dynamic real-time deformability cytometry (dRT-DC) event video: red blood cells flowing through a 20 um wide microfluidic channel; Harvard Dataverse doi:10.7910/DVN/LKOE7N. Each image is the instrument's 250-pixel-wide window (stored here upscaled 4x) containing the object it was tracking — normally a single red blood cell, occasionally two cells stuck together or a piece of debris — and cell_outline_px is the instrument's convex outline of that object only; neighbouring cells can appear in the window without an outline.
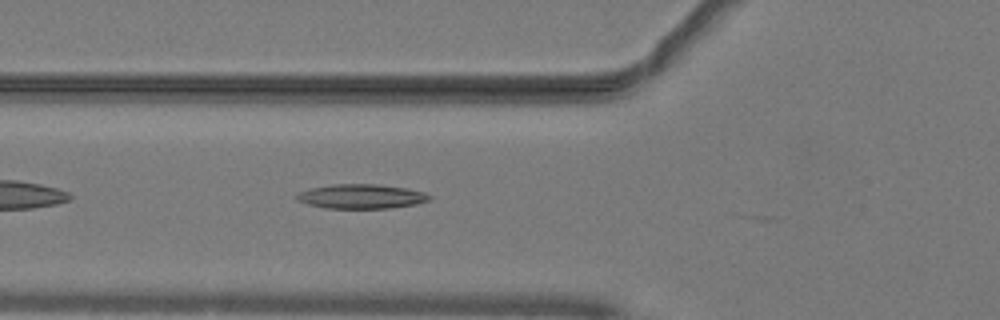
{"species": "common noctule bat (a hibernating species)", "species_latin": "Nyctalus noctula", "temperature_condition": "warm", "stored_images_in_passage": 29, "camera_frame_rate_fps": 3000, "um_per_image_px": 0.085, "animal": {"sex": "male", "body_mass_g": 19.2, "forearm_length_mm": 51.8}, "frame": {"image": 1, "passage_image": 5, "time_ms": 1.333, "image_size_px": [1000, 320], "cell_outline_px": [[432, 200], [416, 204], [392, 208], [324, 208], [308, 204], [296, 200], [296, 196], [300, 192], [312, 188], [332, 184], [376, 184], [404, 188], [424, 192], [432, 196]], "centroid_in_image_um": [30.74, 16.7], "position_along_channel_um": 95.1, "area_um2": 18.84}}
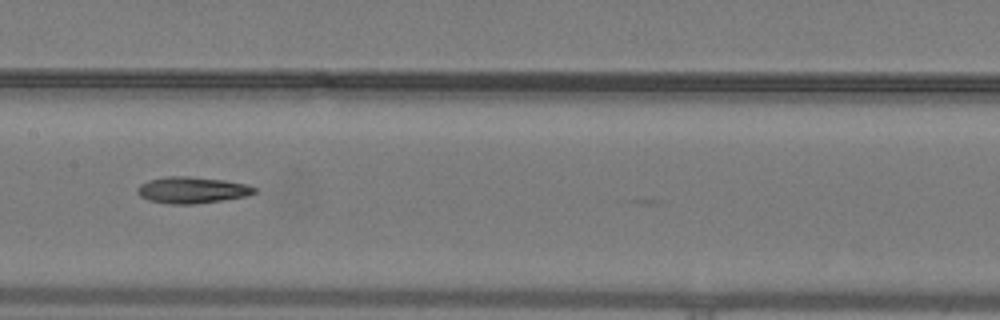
{"frame": {"image": 2, "passage_image": 12, "time_ms": 3.667, "image_size_px": [1000, 320], "cell_outline_px": [[256, 192], [248, 196], [192, 204], [172, 204], [148, 200], [140, 196], [136, 192], [136, 188], [140, 184], [148, 180], [164, 176], [188, 176], [224, 180], [248, 184], [256, 188]], "centroid_in_image_um": [16.3, 16.14], "position_along_channel_um": 191.1, "area_um2": 18.09}}
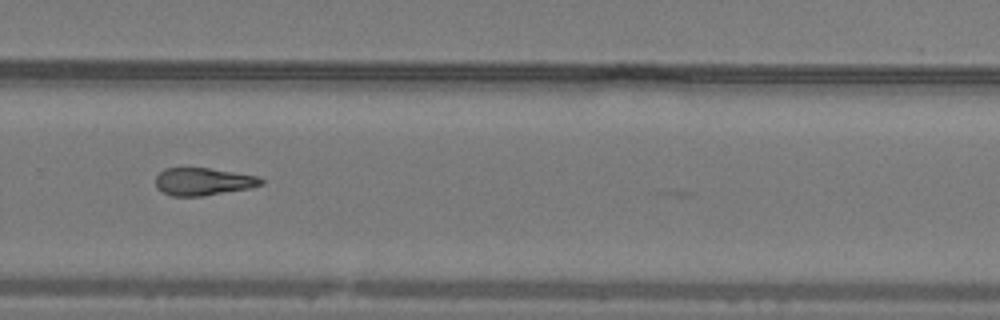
{"frame": {"image": 3, "passage_image": 21, "time_ms": 6.667, "image_size_px": [1000, 320], "cell_outline_px": [[264, 184], [252, 188], [204, 196], [172, 196], [160, 192], [156, 188], [156, 176], [164, 168], [208, 168], [260, 176], [264, 180]], "centroid_in_image_um": [17.29, 15.44], "position_along_channel_um": 312.5, "area_um2": 17.22}}